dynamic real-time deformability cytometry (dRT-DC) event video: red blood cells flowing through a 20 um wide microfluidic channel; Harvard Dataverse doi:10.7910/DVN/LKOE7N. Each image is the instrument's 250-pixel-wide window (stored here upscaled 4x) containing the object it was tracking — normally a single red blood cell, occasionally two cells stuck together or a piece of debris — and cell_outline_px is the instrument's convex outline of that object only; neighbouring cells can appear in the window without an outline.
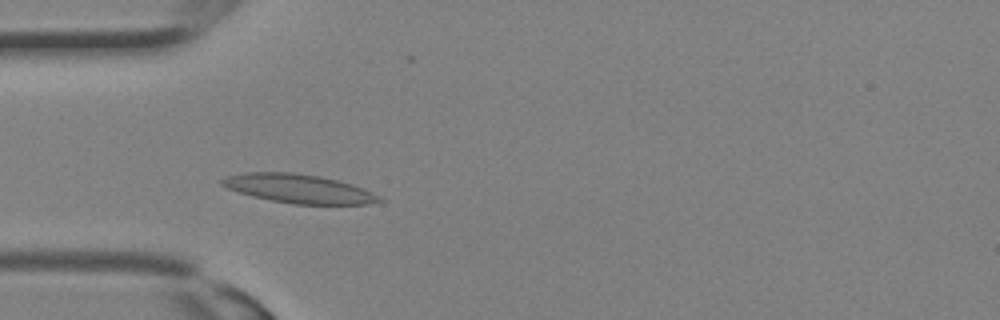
{"species": "Egyptian fruit bat (a non-hibernating species)", "species_latin": "Rousettus aegyptiacus", "temperature_condition": "room temperature", "stored_images_in_passage": 6, "camera_frame_rate_fps": 3000, "um_per_image_px": 0.085, "animal": {"sex": "female"}, "frame": {"image": 1, "passage_image": 4, "time_ms": 1.0, "image_size_px": [1000, 320], "cell_outline_px": [[388, 200], [368, 204], [292, 204], [252, 196], [228, 188], [220, 184], [220, 180], [228, 176], [244, 172], [292, 172], [320, 176], [336, 180], [372, 192]], "centroid_in_image_um": [25.39, 16.04], "position_along_channel_um": 59.6, "area_um2": 26.18}}
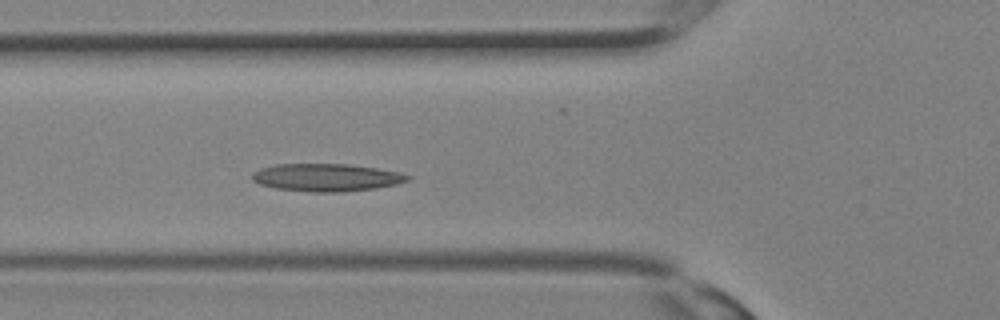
{"frame": {"image": 2, "passage_image": 6, "time_ms": 1.667, "image_size_px": [1000, 320], "cell_outline_px": [[412, 176], [408, 180], [396, 184], [376, 188], [340, 192], [312, 192], [276, 188], [260, 184], [252, 180], [252, 172], [260, 168], [276, 164], [348, 164], [376, 168], [400, 172]], "centroid_in_image_um": [27.74, 15.08], "position_along_channel_um": 98.1, "area_um2": 25.03}}